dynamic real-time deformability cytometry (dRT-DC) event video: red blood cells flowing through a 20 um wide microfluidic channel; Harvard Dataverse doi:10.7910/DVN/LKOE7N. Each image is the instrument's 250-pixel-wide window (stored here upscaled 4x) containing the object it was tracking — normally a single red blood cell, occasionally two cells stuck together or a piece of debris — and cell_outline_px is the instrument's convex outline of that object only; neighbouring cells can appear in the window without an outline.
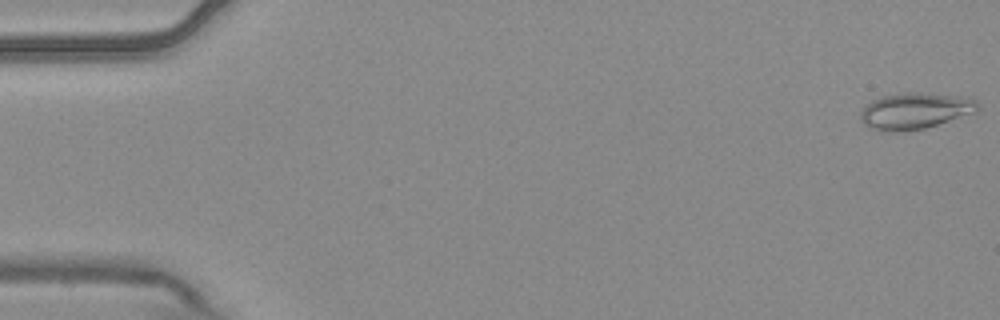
{"species": "common noctule bat (a hibernating species)", "species_latin": "Nyctalus noctula", "temperature_condition": "warm", "stored_images_in_passage": 5, "camera_frame_rate_fps": 3000, "um_per_image_px": 0.085, "animal": {"sex": "male", "body_mass_g": 20.4}, "frame": {"image": 1, "passage_image": 1, "time_ms": 0.0, "image_size_px": [1000, 320], "cell_outline_px": [[980, 108], [976, 112], [924, 128], [896, 132], [880, 132], [868, 128], [860, 120], [860, 112], [872, 100], [884, 96], [908, 92], [916, 92], [968, 96], [976, 100]], "centroid_in_image_um": [77.78, 9.43], "position_along_channel_um": 7.2, "area_um2": 24.97}}